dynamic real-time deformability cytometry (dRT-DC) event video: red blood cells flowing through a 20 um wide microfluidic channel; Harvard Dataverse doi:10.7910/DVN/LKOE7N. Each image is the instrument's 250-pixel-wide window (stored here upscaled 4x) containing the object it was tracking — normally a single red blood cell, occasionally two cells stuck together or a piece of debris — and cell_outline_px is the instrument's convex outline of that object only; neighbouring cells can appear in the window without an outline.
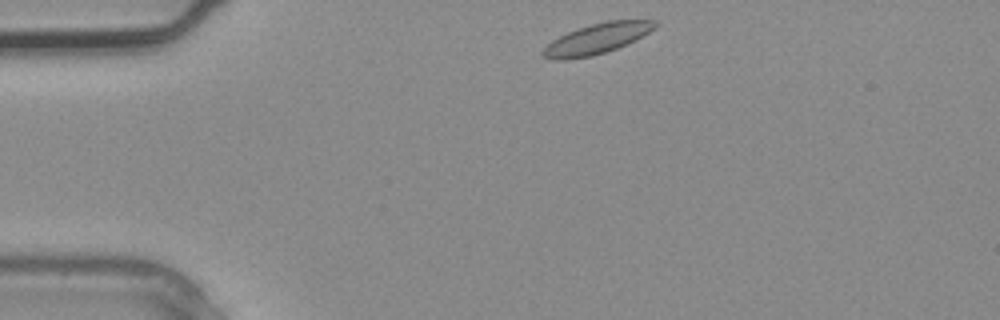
{"species": "common noctule bat (a hibernating species)", "species_latin": "Nyctalus noctula", "temperature_condition": "warm", "stored_images_in_passage": 2, "camera_frame_rate_fps": 3000, "um_per_image_px": 0.085, "animal": {"sex": "male", "body_mass_g": 20.4}, "frame": {"image": 1, "passage_image": 1, "time_ms": 0.0, "image_size_px": [1000, 320], "cell_outline_px": [[660, 24], [656, 28], [636, 40], [628, 44], [592, 56], [564, 60], [552, 60], [540, 56], [540, 52], [552, 40], [568, 32], [592, 24], [608, 20], [660, 20]], "centroid_in_image_um": [50.76, 3.29], "position_along_channel_um": 34.2, "area_um2": 20.0}}
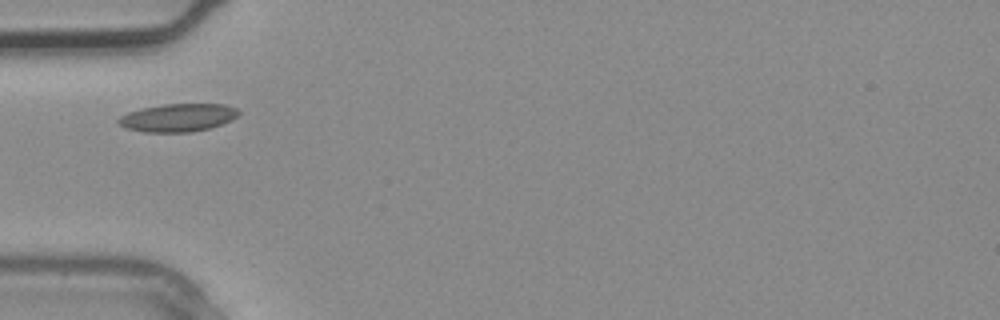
{"frame": {"image": 2, "passage_image": 2, "time_ms": 0.333, "image_size_px": [1000, 320], "cell_outline_px": [[240, 112], [232, 120], [208, 128], [192, 132], [144, 132], [124, 128], [116, 120], [120, 116], [128, 112], [140, 108], [164, 104], [224, 104], [236, 108]], "centroid_in_image_um": [15.09, 10.0], "position_along_channel_um": 69.9, "area_um2": 19.59}}